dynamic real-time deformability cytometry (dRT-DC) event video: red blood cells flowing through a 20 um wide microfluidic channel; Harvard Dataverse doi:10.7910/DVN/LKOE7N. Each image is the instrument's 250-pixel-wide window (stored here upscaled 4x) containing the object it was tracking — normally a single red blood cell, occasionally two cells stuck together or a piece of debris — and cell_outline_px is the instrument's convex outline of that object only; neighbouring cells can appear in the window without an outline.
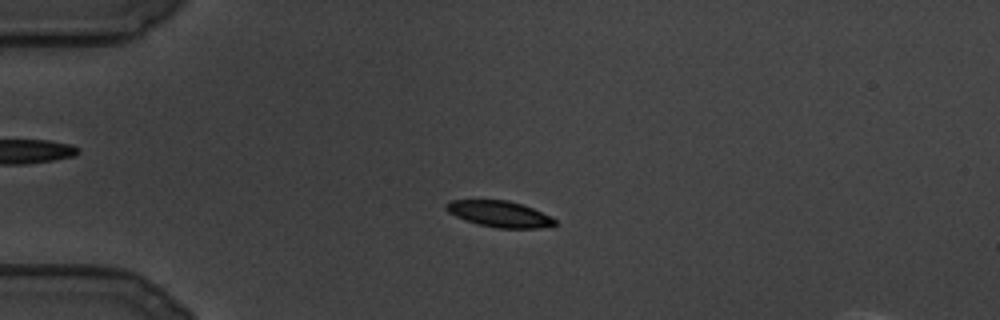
{"species": "common noctule bat (a hibernating species)", "species_latin": "Nyctalus noctula", "temperature_condition": "cold", "stored_images_in_passage": 117, "camera_frame_rate_fps": 3000, "um_per_image_px": 0.085, "animal": {"sex": "male", "body_mass_g": 19.5, "forearm_length_mm": 54.6}, "frame": {"image": 1, "passage_image": 30, "time_ms": 9.667, "image_size_px": [1000, 320], "cell_outline_px": [[556, 224], [540, 228], [496, 228], [476, 224], [464, 220], [448, 212], [444, 208], [444, 204], [448, 200], [508, 200], [532, 208], [556, 220]], "centroid_in_image_um": [42.37, 18.18], "position_along_channel_um": 42.6, "area_um2": 16.53}}
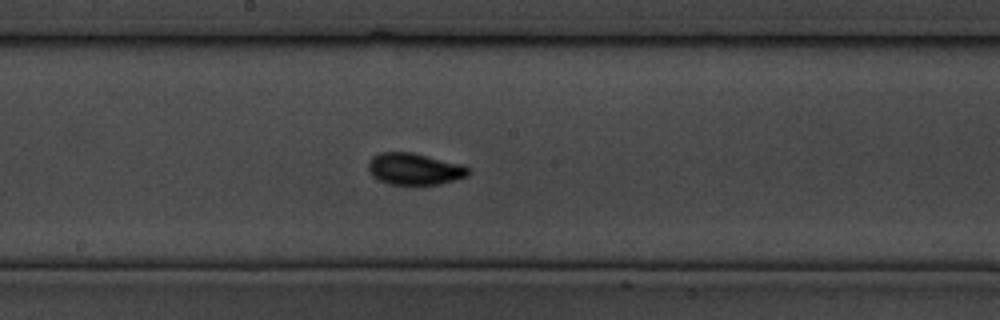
{"frame": {"image": 2, "passage_image": 64, "time_ms": 21.0, "image_size_px": [1000, 320], "cell_outline_px": [[472, 172], [468, 176], [440, 184], [388, 184], [372, 176], [368, 168], [368, 160], [372, 156], [380, 152], [412, 152], [464, 164], [472, 168]], "centroid_in_image_um": [35.28, 14.35], "position_along_channel_um": 212.9, "area_um2": 18.79}}
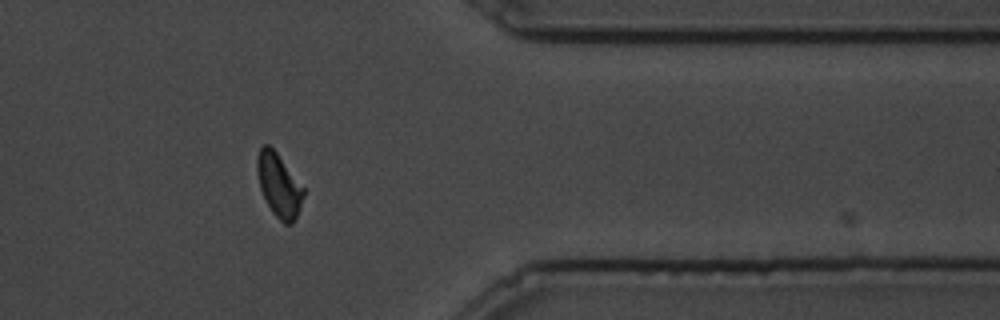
{"frame": {"image": 3, "passage_image": 96, "time_ms": 31.667, "image_size_px": [1000, 320], "cell_outline_px": [[304, 196], [300, 208], [292, 224], [284, 224], [272, 212], [260, 188], [256, 172], [256, 156], [260, 148], [264, 144], [268, 144], [276, 152], [304, 188]], "centroid_in_image_um": [23.69, 15.73], "position_along_channel_um": 387.7, "area_um2": 16.99}}